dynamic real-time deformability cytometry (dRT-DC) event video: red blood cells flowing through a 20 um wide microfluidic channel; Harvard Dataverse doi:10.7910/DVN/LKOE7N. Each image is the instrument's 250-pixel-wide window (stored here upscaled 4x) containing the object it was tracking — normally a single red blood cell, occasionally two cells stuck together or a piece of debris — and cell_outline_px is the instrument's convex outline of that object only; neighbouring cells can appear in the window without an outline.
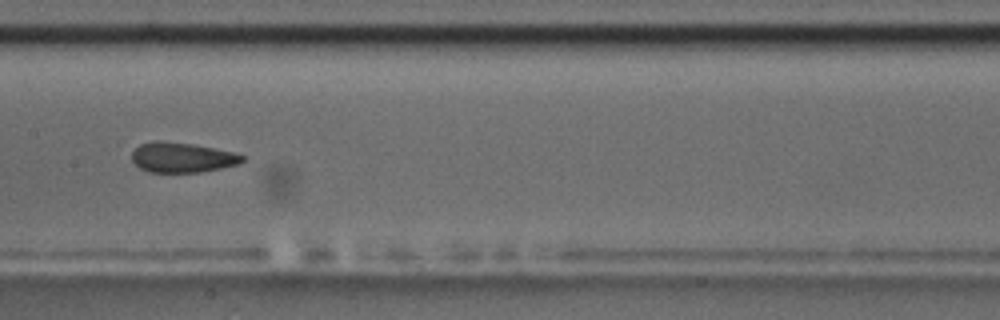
{"species": "common noctule bat (a hibernating species)", "species_latin": "Nyctalus noctula", "temperature_condition": "room temperature", "stored_images_in_passage": 10, "camera_frame_rate_fps": 3000, "um_per_image_px": 0.085, "animal": {"sex": "male", "body_mass_g": 17.5, "forearm_length_mm": 52.3}, "frame": {"image": 1, "passage_image": 9, "time_ms": 9.0, "image_size_px": [1000, 320], "cell_outline_px": [[244, 160], [236, 164], [220, 168], [200, 172], [148, 172], [140, 168], [132, 160], [132, 152], [140, 144], [156, 140], [160, 140], [192, 144], [236, 152], [244, 156]], "centroid_in_image_um": [15.46, 13.37], "position_along_channel_um": 191.9, "area_um2": 19.25}}